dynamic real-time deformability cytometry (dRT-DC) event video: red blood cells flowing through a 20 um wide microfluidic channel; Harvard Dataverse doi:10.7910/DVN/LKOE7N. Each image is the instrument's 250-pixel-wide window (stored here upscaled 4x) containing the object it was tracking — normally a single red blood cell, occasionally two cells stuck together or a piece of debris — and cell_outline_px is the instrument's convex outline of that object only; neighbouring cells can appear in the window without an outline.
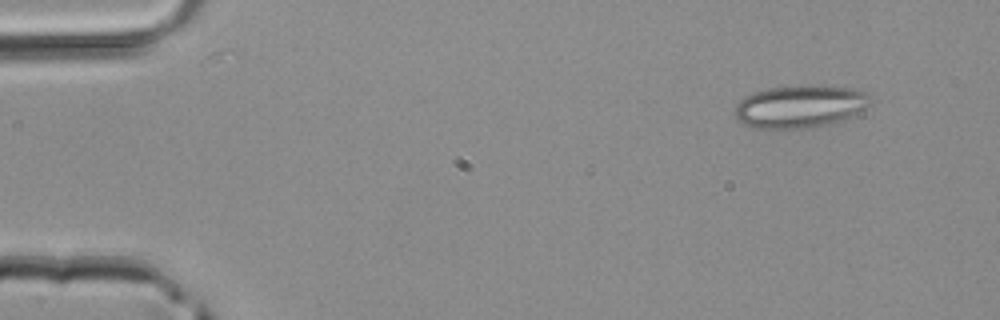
{"species": "common noctule bat (a hibernating species)", "species_latin": "Nyctalus noctula", "temperature_condition": "room temperature", "stored_images_in_passage": 3, "camera_frame_rate_fps": 3000, "um_per_image_px": 0.085, "animal": {"sex": "male", "body_mass_g": 20.4}, "frame": {"image": 1, "passage_image": 1, "time_ms": 0.0, "image_size_px": [1000, 320], "cell_outline_px": [[868, 104], [864, 108], [852, 116], [832, 124], [804, 128], [756, 128], [744, 124], [736, 120], [736, 104], [744, 96], [768, 88], [856, 88], [868, 92]], "centroid_in_image_um": [67.97, 9.1], "position_along_channel_um": 17.0, "area_um2": 32.48}}
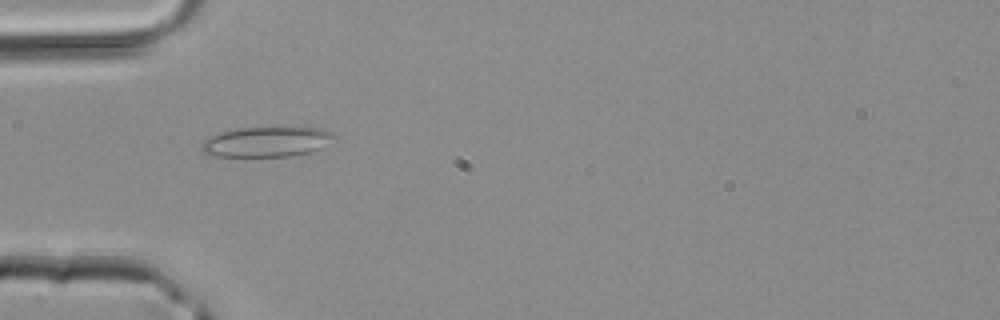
{"frame": {"image": 2, "passage_image": 3, "time_ms": 0.667, "image_size_px": [1000, 320], "cell_outline_px": [[336, 136], [320, 148], [312, 152], [288, 156], [208, 156], [204, 152], [204, 140], [220, 132], [236, 128], [284, 124], [300, 124], [324, 128], [332, 132]], "centroid_in_image_um": [22.77, 11.97], "position_along_channel_um": 62.2, "area_um2": 24.39}}